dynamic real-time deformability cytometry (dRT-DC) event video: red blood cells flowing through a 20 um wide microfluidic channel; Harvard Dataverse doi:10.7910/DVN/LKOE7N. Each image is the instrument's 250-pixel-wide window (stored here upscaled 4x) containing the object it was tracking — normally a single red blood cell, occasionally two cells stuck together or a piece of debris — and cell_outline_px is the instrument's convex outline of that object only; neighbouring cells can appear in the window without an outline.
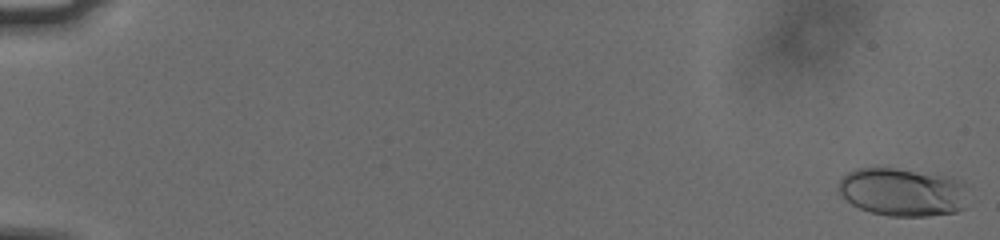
{"species": "human", "species_latin": "Homo sapiens", "temperature_condition": "cold", "stored_images_in_passage": 56, "camera_frame_rate_fps": 3000, "um_per_image_px": 0.085, "donor": {"sex": "male"}, "frame": {"image": 1, "passage_image": 1, "time_ms": 0.0, "image_size_px": [1000, 240], "cell_outline_px": [[968, 184], [964, 208], [956, 212], [928, 216], [888, 216], [872, 212], [860, 208], [844, 200], [840, 196], [836, 188], [836, 184], [840, 176], [856, 168], [896, 168], [952, 176], [964, 180]], "centroid_in_image_um": [76.71, 16.3], "position_along_channel_um": 8.3, "area_um2": 37.4}}
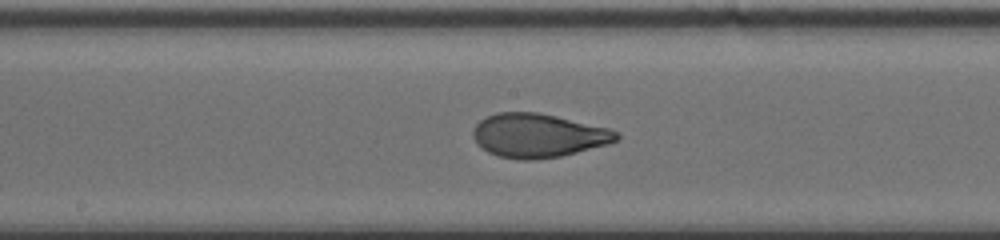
{"frame": {"image": 2, "passage_image": 32, "time_ms": 10.333, "image_size_px": [1000, 240], "cell_outline_px": [[620, 136], [616, 140], [608, 144], [560, 156], [532, 160], [520, 160], [496, 156], [488, 152], [472, 136], [472, 132], [476, 124], [480, 120], [496, 112], [540, 112], [612, 128], [620, 132]], "centroid_in_image_um": [45.78, 11.5], "position_along_channel_um": 202.4, "area_um2": 36.82}}
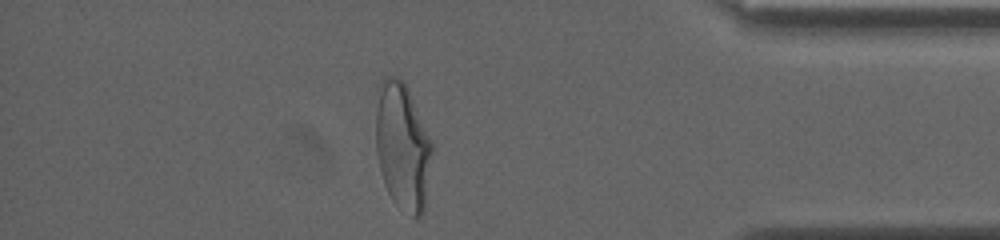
{"frame": {"image": 3, "passage_image": 50, "time_ms": 16.333, "image_size_px": [1000, 240], "cell_outline_px": [[432, 152], [424, 212], [416, 220], [396, 204], [392, 200], [384, 184], [376, 152], [376, 112], [380, 84], [388, 76], [392, 76], [404, 80], [408, 88], [432, 140]], "centroid_in_image_um": [34.23, 12.48], "position_along_channel_um": 401.0, "area_um2": 41.67}}